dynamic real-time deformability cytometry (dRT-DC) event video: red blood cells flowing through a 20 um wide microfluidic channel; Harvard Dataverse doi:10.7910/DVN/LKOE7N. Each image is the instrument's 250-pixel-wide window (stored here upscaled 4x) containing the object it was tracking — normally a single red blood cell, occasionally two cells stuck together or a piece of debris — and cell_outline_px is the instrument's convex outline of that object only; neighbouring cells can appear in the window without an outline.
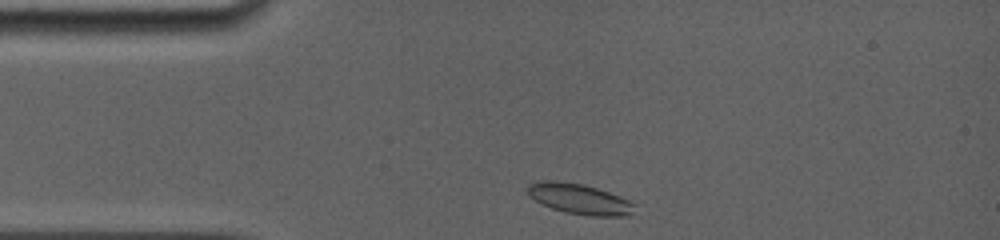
{"species": "common noctule bat (a hibernating species)", "species_latin": "Nyctalus noctula", "temperature_condition": "room temperature", "stored_images_in_passage": 7, "camera_frame_rate_fps": 5000, "um_per_image_px": 0.085, "animal": {"sex": "female", "body_mass_g": 19.0, "forearm_length_mm": 56.7}, "frame": {"image": 1, "passage_image": 1, "time_ms": 0.0, "image_size_px": [1000, 240], "cell_outline_px": [[636, 204], [632, 212], [628, 216], [588, 216], [568, 212], [552, 208], [528, 196], [528, 184], [536, 180], [560, 180], [584, 184], [620, 196]], "centroid_in_image_um": [49.24, 16.89], "position_along_channel_um": 35.8, "area_um2": 19.02}}
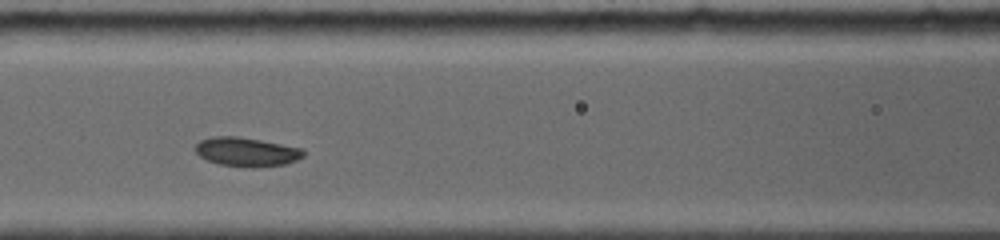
{"frame": {"image": 2, "passage_image": 5, "time_ms": 3.6, "image_size_px": [1000, 240], "cell_outline_px": [[304, 156], [296, 160], [284, 164], [256, 168], [244, 168], [220, 164], [208, 160], [200, 156], [196, 152], [196, 144], [200, 140], [216, 136], [236, 136], [260, 140], [300, 148], [304, 152]], "centroid_in_image_um": [20.95, 12.92], "position_along_channel_um": 145.7, "area_um2": 18.15}}
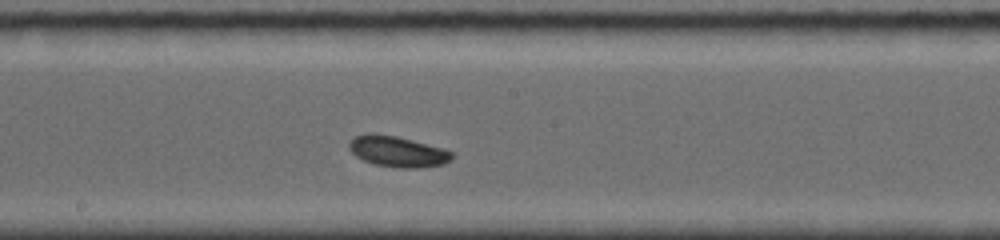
{"frame": {"image": 3, "passage_image": 7, "time_ms": 5.4, "image_size_px": [1000, 240], "cell_outline_px": [[452, 160], [444, 164], [420, 168], [396, 168], [376, 164], [364, 160], [356, 156], [348, 148], [348, 144], [356, 136], [368, 132], [396, 136], [444, 148], [452, 152]], "centroid_in_image_um": [33.81, 12.88], "position_along_channel_um": 214.4, "area_um2": 18.5}}